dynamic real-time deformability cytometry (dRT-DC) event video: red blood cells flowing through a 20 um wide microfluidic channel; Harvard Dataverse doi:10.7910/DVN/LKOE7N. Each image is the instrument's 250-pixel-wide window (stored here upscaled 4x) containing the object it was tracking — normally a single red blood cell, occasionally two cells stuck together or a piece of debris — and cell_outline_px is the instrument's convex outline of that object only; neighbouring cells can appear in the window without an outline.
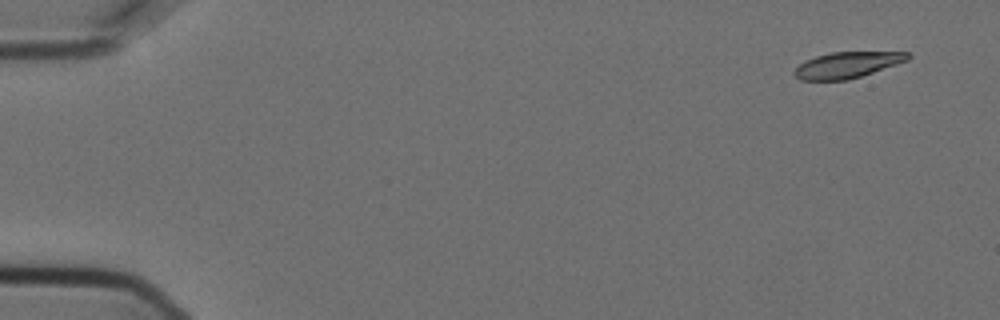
{"species": "Egyptian fruit bat (a non-hibernating species)", "species_latin": "Rousettus aegyptiacus", "temperature_condition": "cold", "stored_images_in_passage": 4, "camera_frame_rate_fps": 3000, "um_per_image_px": 0.085, "animal": {"sex": "female"}, "frame": {"image": 1, "passage_image": 1, "time_ms": 0.0, "image_size_px": [1000, 320], "cell_outline_px": [[912, 56], [908, 60], [848, 80], [800, 80], [792, 72], [804, 60], [816, 56], [832, 52], [912, 52]], "centroid_in_image_um": [72.0, 5.51], "position_along_channel_um": 13.0, "area_um2": 17.11}}